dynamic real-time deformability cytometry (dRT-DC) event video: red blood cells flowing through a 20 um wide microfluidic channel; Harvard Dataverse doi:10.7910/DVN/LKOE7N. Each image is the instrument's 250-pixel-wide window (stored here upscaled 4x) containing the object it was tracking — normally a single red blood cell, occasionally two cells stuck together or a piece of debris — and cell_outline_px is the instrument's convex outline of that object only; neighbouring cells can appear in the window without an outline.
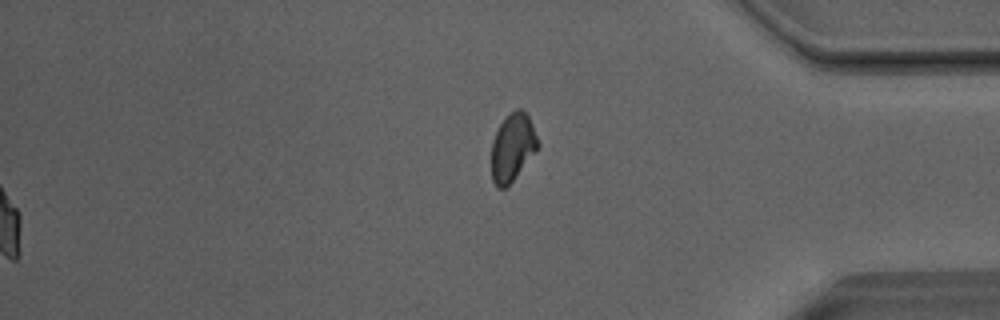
{"species": "Egyptian fruit bat (a non-hibernating species)", "species_latin": "Rousettus aegyptiacus", "temperature_condition": "room temperature", "stored_images_in_passage": 52, "segment_of_instrument_passage": [2, 2], "camera_frame_rate_fps": 3000, "um_per_image_px": 0.085, "animal": {"sex": "male"}, "frame": {"image": 1, "passage_image": 52, "time_ms": 17.0, "image_size_px": [1000, 320], "cell_outline_px": [[540, 144], [536, 152], [512, 180], [504, 188], [496, 188], [492, 180], [492, 140], [500, 124], [508, 112], [516, 108], [520, 108], [528, 116], [532, 124]], "centroid_in_image_um": [43.57, 12.49], "position_along_channel_um": 391.6, "area_um2": 18.26}}